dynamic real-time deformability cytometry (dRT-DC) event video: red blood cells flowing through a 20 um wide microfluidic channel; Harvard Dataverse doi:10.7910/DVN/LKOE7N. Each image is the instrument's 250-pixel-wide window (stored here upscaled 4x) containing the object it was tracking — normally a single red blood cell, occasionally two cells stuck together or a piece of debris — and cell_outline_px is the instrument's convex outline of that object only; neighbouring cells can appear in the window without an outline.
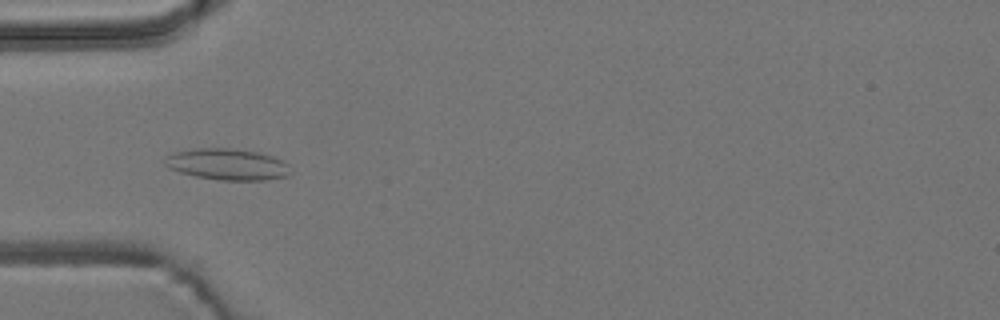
{"species": "common noctule bat (a hibernating species)", "species_latin": "Nyctalus noctula", "temperature_condition": "room temperature", "stored_images_in_passage": 7, "camera_frame_rate_fps": 3000, "um_per_image_px": 0.085, "animal": {"sex": "male", "body_mass_g": 19.2, "forearm_length_mm": 51.8}, "frame": {"image": 1, "passage_image": 4, "time_ms": 3.667, "image_size_px": [1000, 320], "cell_outline_px": [[292, 172], [288, 176], [264, 180], [220, 180], [196, 176], [180, 172], [168, 168], [164, 164], [164, 156], [172, 152], [196, 148], [232, 148], [260, 152], [284, 160], [288, 164]], "centroid_in_image_um": [19.33, 13.96], "position_along_channel_um": 65.7, "area_um2": 23.29}}
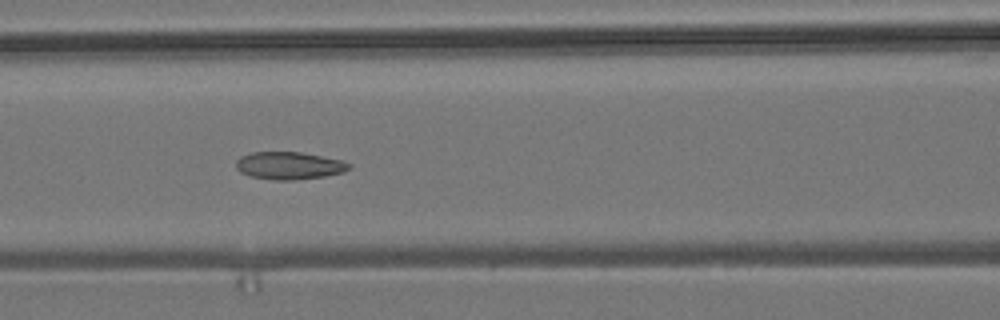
{"frame": {"image": 2, "passage_image": 6, "time_ms": 5.667, "image_size_px": [1000, 320], "cell_outline_px": [[352, 168], [344, 172], [324, 176], [296, 180], [272, 180], [252, 176], [240, 172], [236, 168], [236, 160], [240, 156], [248, 152], [300, 152], [340, 160], [352, 164]], "centroid_in_image_um": [24.56, 14.08], "position_along_channel_um": 142.0, "area_um2": 18.21}}
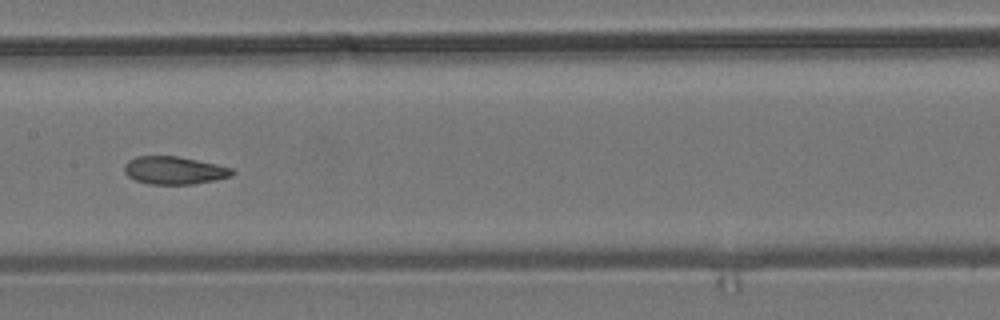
{"frame": {"image": 3, "passage_image": 7, "time_ms": 7.0, "image_size_px": [1000, 320], "cell_outline_px": [[236, 172], [232, 176], [216, 180], [192, 184], [148, 184], [136, 180], [128, 176], [124, 172], [124, 164], [128, 160], [136, 156], [180, 156], [216, 164], [232, 168]], "centroid_in_image_um": [14.82, 14.48], "position_along_channel_um": 192.6, "area_um2": 17.63}}